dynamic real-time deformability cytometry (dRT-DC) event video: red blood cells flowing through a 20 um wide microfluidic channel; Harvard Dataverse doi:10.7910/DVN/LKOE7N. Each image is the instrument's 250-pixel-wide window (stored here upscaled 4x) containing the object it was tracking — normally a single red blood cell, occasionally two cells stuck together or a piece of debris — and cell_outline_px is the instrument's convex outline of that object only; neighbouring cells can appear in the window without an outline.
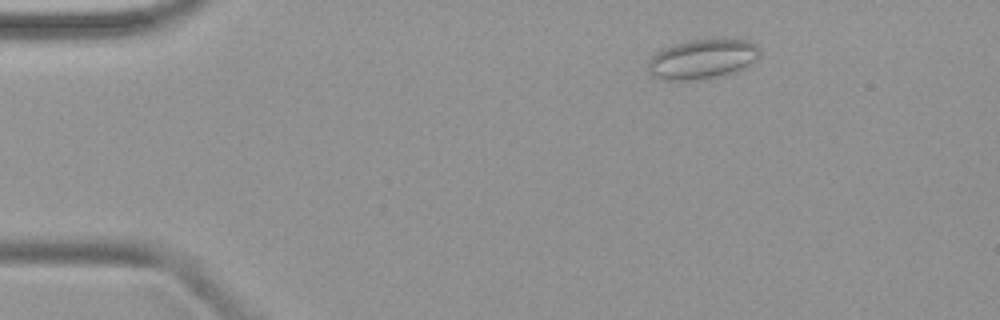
{"species": "common noctule bat (a hibernating species)", "species_latin": "Nyctalus noctula", "temperature_condition": "warm", "stored_images_in_passage": 44, "camera_frame_rate_fps": 3000, "um_per_image_px": 0.085, "animal": {"sex": "female", "body_mass_g": 19.9}, "frame": {"image": 1, "passage_image": 3, "time_ms": 0.667, "image_size_px": [1000, 320], "cell_outline_px": [[760, 52], [748, 68], [716, 76], [692, 80], [664, 80], [652, 76], [648, 72], [648, 60], [656, 52], [664, 48], [688, 40], [748, 40], [756, 44]], "centroid_in_image_um": [59.67, 5.03], "position_along_channel_um": 25.3, "area_um2": 25.55}}
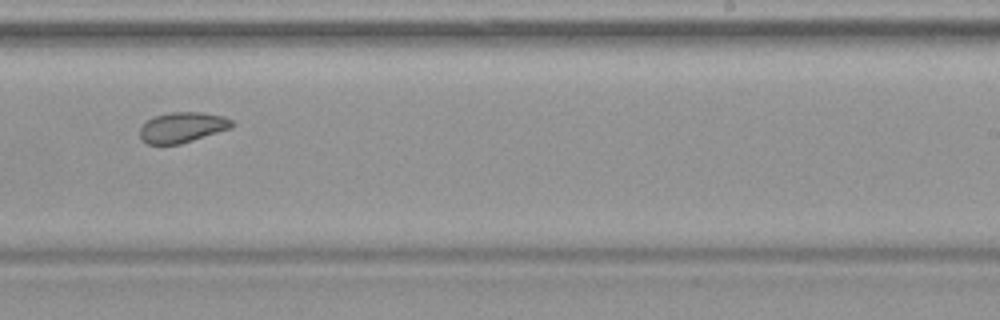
{"frame": {"image": 2, "passage_image": 26, "time_ms": 8.333, "image_size_px": [1000, 320], "cell_outline_px": [[236, 124], [232, 128], [180, 144], [148, 144], [140, 140], [140, 128], [148, 120], [156, 116], [172, 112], [200, 112], [224, 116], [232, 120]], "centroid_in_image_um": [15.53, 10.83], "position_along_channel_um": 273.5, "area_um2": 16.3}}
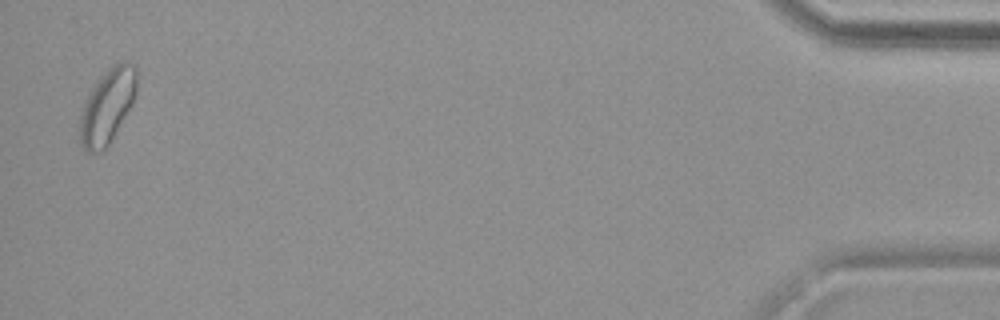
{"frame": {"image": 3, "passage_image": 43, "time_ms": 14.0, "image_size_px": [1000, 320], "cell_outline_px": [[136, 92], [108, 148], [100, 152], [88, 152], [80, 144], [80, 112], [88, 96], [100, 76], [108, 68], [124, 60], [136, 64]], "centroid_in_image_um": [9.11, 9.03], "position_along_channel_um": 426.1, "area_um2": 24.28}}